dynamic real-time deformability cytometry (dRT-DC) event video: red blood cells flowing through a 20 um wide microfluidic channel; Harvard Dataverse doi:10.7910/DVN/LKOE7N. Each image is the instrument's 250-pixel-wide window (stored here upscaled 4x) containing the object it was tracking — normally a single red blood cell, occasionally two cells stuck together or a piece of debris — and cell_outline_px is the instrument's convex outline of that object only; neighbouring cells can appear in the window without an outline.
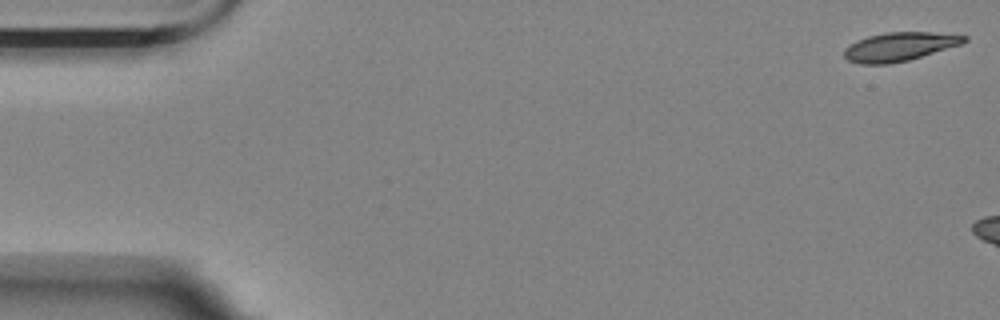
{"species": "Egyptian fruit bat (a non-hibernating species)", "species_latin": "Rousettus aegyptiacus", "temperature_condition": "room temperature", "stored_images_in_passage": 6, "camera_frame_rate_fps": 3000, "um_per_image_px": 0.085, "animal": {"sex": "female"}, "frame": {"image": 1, "passage_image": 1, "time_ms": 0.0, "image_size_px": [1000, 320], "cell_outline_px": [[968, 40], [960, 44], [908, 60], [888, 64], [860, 64], [848, 60], [844, 56], [844, 48], [856, 40], [868, 36], [888, 32], [932, 32], [968, 36]], "centroid_in_image_um": [76.41, 3.96], "position_along_channel_um": 8.6, "area_um2": 19.88}}